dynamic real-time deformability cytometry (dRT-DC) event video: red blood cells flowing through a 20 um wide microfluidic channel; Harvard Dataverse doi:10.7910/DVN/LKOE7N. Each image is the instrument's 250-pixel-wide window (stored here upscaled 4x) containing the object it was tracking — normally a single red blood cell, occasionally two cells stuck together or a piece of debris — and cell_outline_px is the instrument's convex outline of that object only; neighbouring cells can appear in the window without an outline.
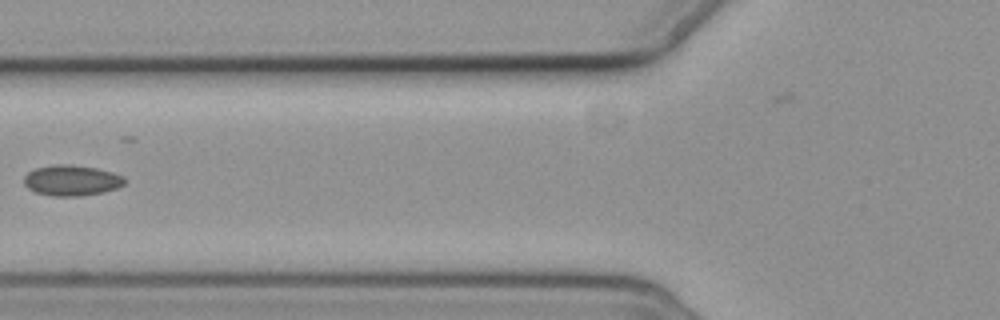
{"species": "common noctule bat (a hibernating species)", "species_latin": "Nyctalus noctula", "temperature_condition": "cold", "stored_images_in_passage": 8, "camera_frame_rate_fps": 3000, "um_per_image_px": 0.085, "animal": {"sex": "female", "body_mass_g": 19.3, "forearm_length_mm": 54.1}, "frame": {"image": 1, "passage_image": 6, "time_ms": 5.667, "image_size_px": [1000, 320], "cell_outline_px": [[124, 184], [116, 188], [104, 192], [80, 196], [52, 196], [36, 192], [28, 188], [24, 184], [24, 176], [28, 172], [36, 168], [52, 164], [68, 164], [96, 168], [112, 172], [124, 176]], "centroid_in_image_um": [6.07, 15.33], "position_along_channel_um": 119.7, "area_um2": 17.98}}
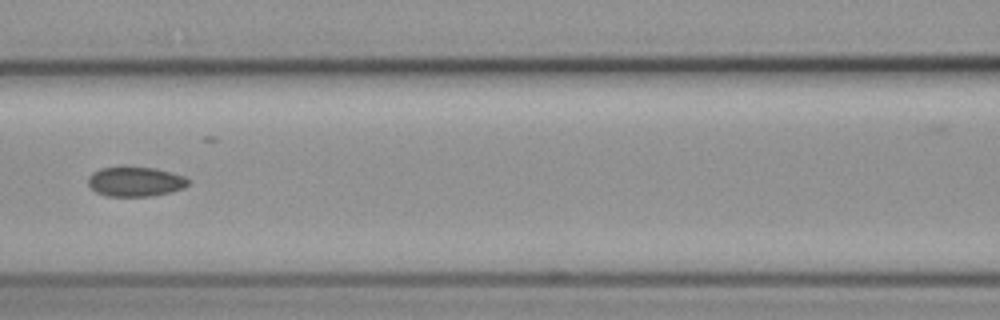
{"frame": {"image": 2, "passage_image": 7, "time_ms": 6.667, "image_size_px": [1000, 320], "cell_outline_px": [[192, 180], [184, 188], [172, 192], [152, 196], [104, 196], [96, 192], [88, 184], [88, 176], [92, 172], [100, 168], [120, 164], [124, 164], [156, 168], [184, 176]], "centroid_in_image_um": [11.49, 15.39], "position_along_channel_um": 155.1, "area_um2": 18.15}}
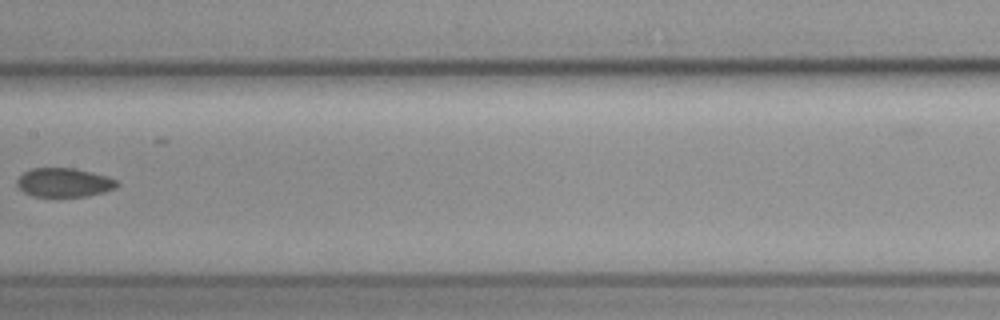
{"frame": {"image": 3, "passage_image": 8, "time_ms": 8.0, "image_size_px": [1000, 320], "cell_outline_px": [[120, 184], [116, 188], [104, 192], [88, 196], [32, 196], [24, 192], [16, 184], [16, 180], [24, 172], [32, 168], [76, 168], [108, 176], [116, 180]], "centroid_in_image_um": [5.47, 15.51], "position_along_channel_um": 201.9, "area_um2": 16.94}}